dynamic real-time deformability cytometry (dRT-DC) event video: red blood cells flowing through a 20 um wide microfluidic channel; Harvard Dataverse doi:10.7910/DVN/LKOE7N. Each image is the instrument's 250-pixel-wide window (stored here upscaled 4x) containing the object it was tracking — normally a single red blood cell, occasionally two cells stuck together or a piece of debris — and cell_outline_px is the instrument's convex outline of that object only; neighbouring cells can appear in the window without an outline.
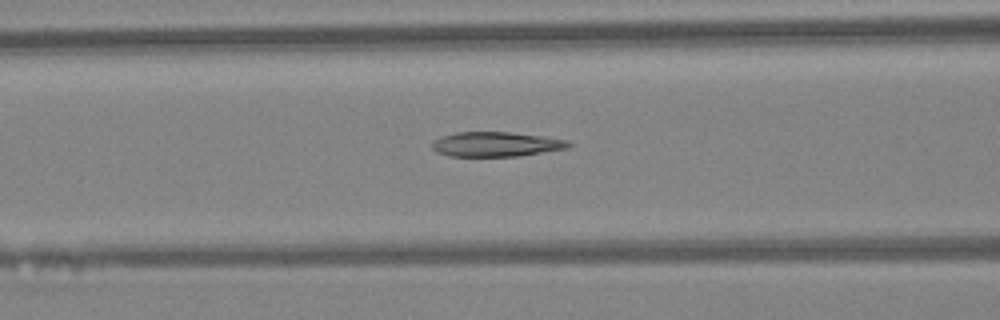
{"species": "Egyptian fruit bat (a non-hibernating species)", "species_latin": "Rousettus aegyptiacus", "temperature_condition": "warm", "stored_images_in_passage": 44, "camera_frame_rate_fps": 3000, "um_per_image_px": 0.085, "animal": {"sex": "female"}, "frame": {"image": 1, "passage_image": 18, "time_ms": 5.667, "image_size_px": [1000, 320], "cell_outline_px": [[572, 144], [568, 148], [520, 156], [448, 156], [436, 152], [432, 148], [432, 144], [440, 136], [456, 132], [508, 132], [544, 136], [568, 140]], "centroid_in_image_um": [42.17, 12.26], "position_along_channel_um": 124.4, "area_um2": 19.71}}
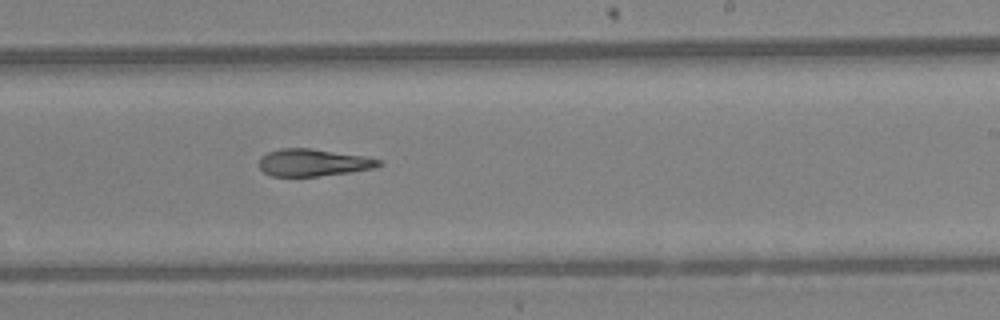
{"frame": {"image": 2, "passage_image": 27, "time_ms": 8.667, "image_size_px": [1000, 320], "cell_outline_px": [[384, 164], [372, 168], [352, 172], [316, 176], [272, 176], [264, 172], [260, 168], [260, 156], [268, 152], [280, 148], [308, 148], [368, 156], [380, 160]], "centroid_in_image_um": [26.64, 13.81], "position_along_channel_um": 262.4, "area_um2": 19.02}}
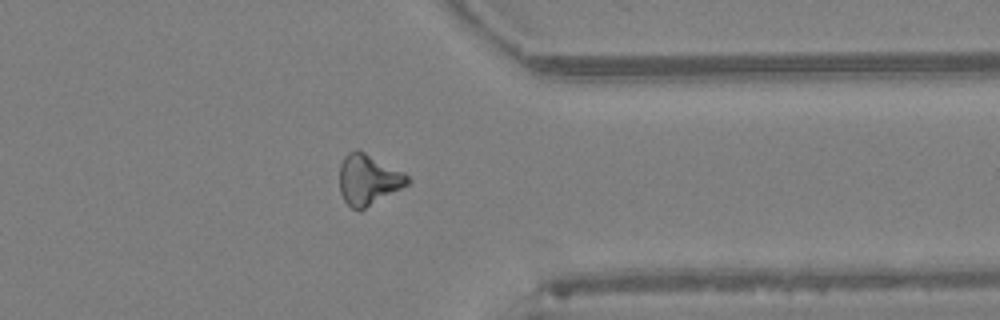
{"frame": {"image": 3, "passage_image": 35, "time_ms": 11.333, "image_size_px": [1000, 320], "cell_outline_px": [[412, 180], [408, 184], [360, 212], [352, 208], [344, 200], [340, 192], [340, 164], [344, 156], [348, 152], [356, 148], [404, 172]], "centroid_in_image_um": [31.29, 15.28], "position_along_channel_um": 380.1, "area_um2": 20.11}, "authors_computed_cell_mechanics": {"area_um2": 20.2589, "velocity_mm_per_s": 4.628, "shape_relaxation_time_tau1_ms": null, "shape_relaxation_time_tau2_ms": 7.0637, "deformation_change_tau1": null, "deformation_change_tau2": 0.1702}}